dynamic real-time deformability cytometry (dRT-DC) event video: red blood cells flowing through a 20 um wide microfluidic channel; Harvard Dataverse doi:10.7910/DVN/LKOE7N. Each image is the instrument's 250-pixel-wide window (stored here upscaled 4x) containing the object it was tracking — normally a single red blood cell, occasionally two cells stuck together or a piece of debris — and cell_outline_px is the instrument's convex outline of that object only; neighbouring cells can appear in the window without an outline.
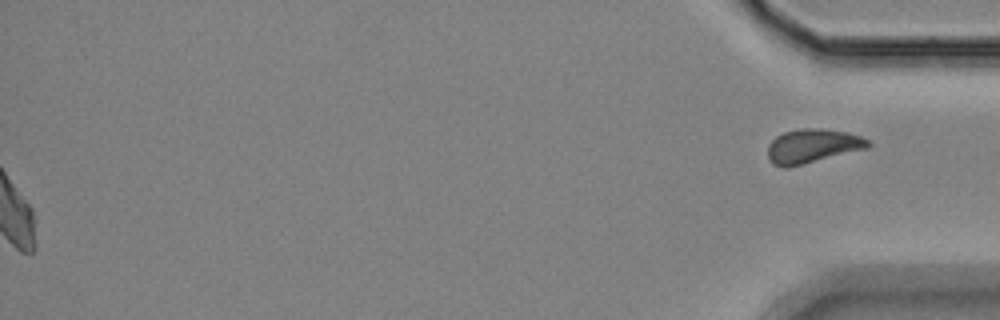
{"species": "Egyptian fruit bat (a non-hibernating species)", "species_latin": "Rousettus aegyptiacus", "temperature_condition": "room temperature", "stored_images_in_passage": 40, "segment_of_instrument_passage": [2, 2], "camera_frame_rate_fps": 3000, "um_per_image_px": 0.085, "animal": {"sex": "female"}, "frame": {"image": 1, "passage_image": 40, "time_ms": 13.0, "image_size_px": [1000, 320], "cell_outline_px": [[872, 144], [868, 148], [784, 168], [772, 164], [768, 156], [768, 144], [776, 136], [784, 132], [804, 128], [820, 128], [848, 132], [860, 136], [868, 140]], "centroid_in_image_um": [69.06, 12.4], "position_along_channel_um": 366.1, "area_um2": 19.71}}